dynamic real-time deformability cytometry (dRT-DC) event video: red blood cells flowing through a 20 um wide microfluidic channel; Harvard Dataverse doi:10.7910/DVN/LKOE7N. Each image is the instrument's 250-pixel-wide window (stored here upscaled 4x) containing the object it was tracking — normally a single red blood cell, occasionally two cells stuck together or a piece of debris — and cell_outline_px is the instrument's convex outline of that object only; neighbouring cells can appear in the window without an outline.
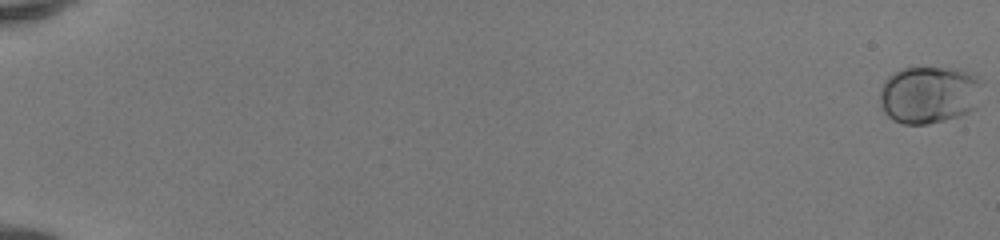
{"species": "human", "species_latin": "Homo sapiens", "temperature_condition": "room temperature", "stored_images_in_passage": 18, "camera_frame_rate_fps": 3000, "um_per_image_px": 0.085, "donor": {"sex": "female"}, "frame": {"image": 1, "passage_image": 1, "time_ms": 0.0, "image_size_px": [1000, 240], "cell_outline_px": [[984, 80], [976, 108], [960, 116], [928, 124], [904, 124], [892, 120], [884, 112], [880, 104], [880, 92], [884, 80], [888, 76], [900, 68], [956, 68], [976, 72]], "centroid_in_image_um": [79.02, 8.03], "position_along_channel_um": 6.0, "area_um2": 35.03}}
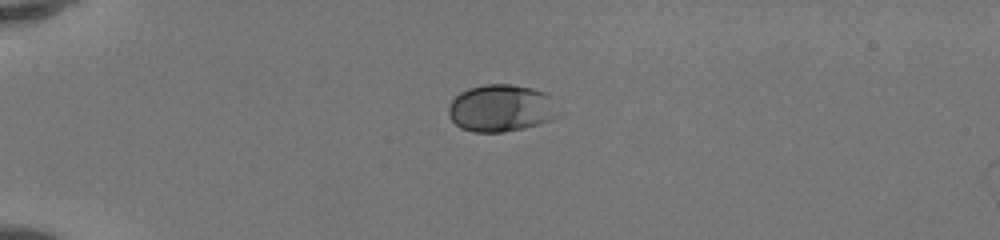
{"frame": {"image": 2, "passage_image": 16, "time_ms": 5.0, "image_size_px": [1000, 240], "cell_outline_px": [[560, 116], [524, 128], [504, 132], [472, 132], [460, 128], [448, 116], [448, 108], [452, 100], [460, 92], [468, 88], [484, 84], [512, 84], [532, 88], [548, 92], [552, 96]], "centroid_in_image_um": [42.6, 9.18], "position_along_channel_um": 42.4, "area_um2": 30.52}}